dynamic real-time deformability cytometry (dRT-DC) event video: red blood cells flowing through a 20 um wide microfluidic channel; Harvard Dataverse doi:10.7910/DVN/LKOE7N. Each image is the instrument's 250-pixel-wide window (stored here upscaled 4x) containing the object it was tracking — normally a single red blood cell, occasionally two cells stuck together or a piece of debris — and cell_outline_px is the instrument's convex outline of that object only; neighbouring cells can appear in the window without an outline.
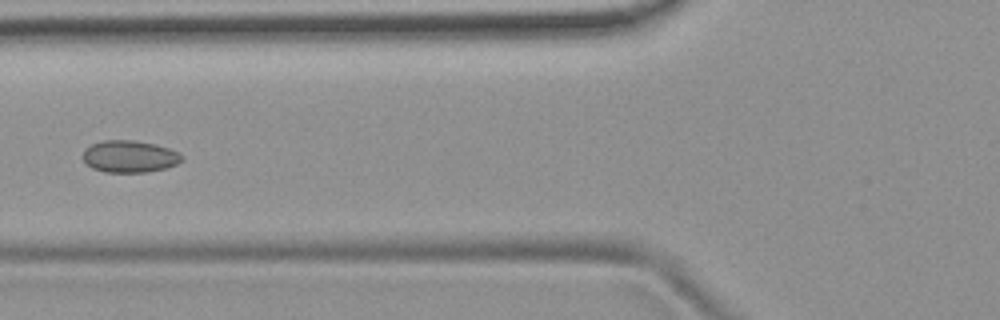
{"species": "common noctule bat (a hibernating species)", "species_latin": "Nyctalus noctula", "temperature_condition": "room temperature", "stored_images_in_passage": 6, "camera_frame_rate_fps": 3000, "um_per_image_px": 0.085, "animal": {"sex": "female", "body_mass_g": 19.9}, "frame": {"image": 1, "passage_image": 5, "time_ms": 1.333, "image_size_px": [1000, 320], "cell_outline_px": [[184, 160], [176, 164], [164, 168], [148, 172], [104, 172], [92, 168], [84, 164], [84, 148], [92, 144], [104, 140], [132, 140], [156, 144], [168, 148], [184, 156]], "centroid_in_image_um": [11.0, 13.3], "position_along_channel_um": 114.8, "area_um2": 18.5}}
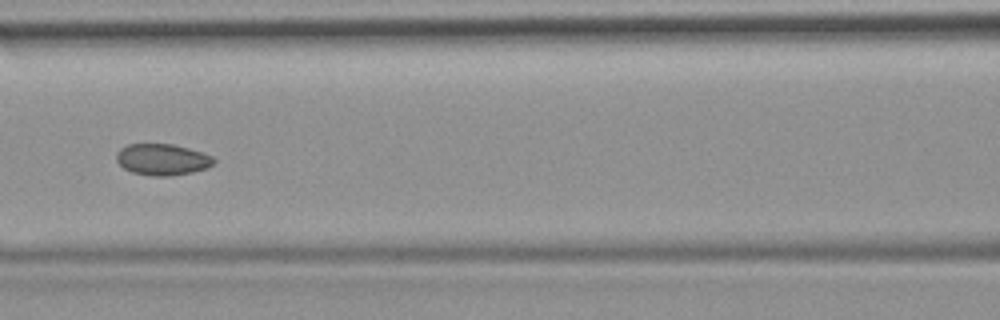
{"frame": {"image": 2, "passage_image": 6, "time_ms": 1.667, "image_size_px": [1000, 320], "cell_outline_px": [[216, 160], [208, 168], [192, 172], [168, 176], [152, 176], [132, 172], [124, 168], [116, 160], [116, 152], [120, 148], [128, 144], [172, 144], [188, 148], [212, 156]], "centroid_in_image_um": [13.78, 13.56], "position_along_channel_um": 152.8, "area_um2": 17.74}}